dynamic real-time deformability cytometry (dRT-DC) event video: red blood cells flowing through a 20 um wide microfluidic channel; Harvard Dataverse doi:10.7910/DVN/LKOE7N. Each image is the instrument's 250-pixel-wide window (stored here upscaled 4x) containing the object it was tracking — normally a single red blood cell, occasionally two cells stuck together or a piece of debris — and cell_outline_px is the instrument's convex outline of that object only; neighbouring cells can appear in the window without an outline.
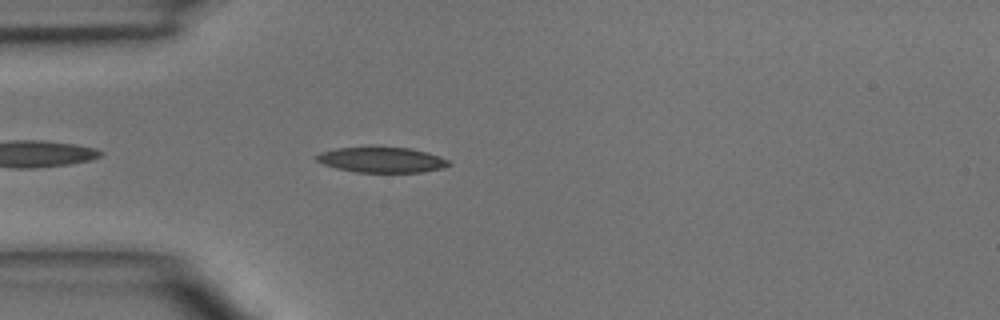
{"species": "common noctule bat (a hibernating species)", "species_latin": "Nyctalus noctula", "temperature_condition": "room temperature", "stored_images_in_passage": 3, "camera_frame_rate_fps": 3000, "um_per_image_px": 0.085, "animal": {"sex": "male", "body_mass_g": 15.6}, "frame": {"image": 1, "passage_image": 3, "time_ms": 2.333, "image_size_px": [1000, 320], "cell_outline_px": [[452, 164], [444, 168], [424, 172], [356, 172], [336, 168], [324, 164], [316, 160], [312, 156], [320, 152], [336, 148], [412, 148], [440, 156], [448, 160]], "centroid_in_image_um": [32.45, 13.6], "position_along_channel_um": 52.5, "area_um2": 19.48}}